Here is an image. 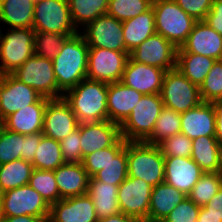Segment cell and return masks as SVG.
Segmentation results:
<instances>
[{"mask_svg": "<svg viewBox=\"0 0 222 222\" xmlns=\"http://www.w3.org/2000/svg\"><path fill=\"white\" fill-rule=\"evenodd\" d=\"M78 124L76 115L64 98L50 99L47 102L42 129L44 136L60 142L72 133Z\"/></svg>", "mask_w": 222, "mask_h": 222, "instance_id": "obj_16", "label": "cell"}, {"mask_svg": "<svg viewBox=\"0 0 222 222\" xmlns=\"http://www.w3.org/2000/svg\"><path fill=\"white\" fill-rule=\"evenodd\" d=\"M152 2L153 0H109L106 14L123 22L148 11Z\"/></svg>", "mask_w": 222, "mask_h": 222, "instance_id": "obj_40", "label": "cell"}, {"mask_svg": "<svg viewBox=\"0 0 222 222\" xmlns=\"http://www.w3.org/2000/svg\"><path fill=\"white\" fill-rule=\"evenodd\" d=\"M128 176L127 172V142L125 147L110 162L92 178L119 186Z\"/></svg>", "mask_w": 222, "mask_h": 222, "instance_id": "obj_38", "label": "cell"}, {"mask_svg": "<svg viewBox=\"0 0 222 222\" xmlns=\"http://www.w3.org/2000/svg\"><path fill=\"white\" fill-rule=\"evenodd\" d=\"M0 222H2L1 207H0Z\"/></svg>", "mask_w": 222, "mask_h": 222, "instance_id": "obj_56", "label": "cell"}, {"mask_svg": "<svg viewBox=\"0 0 222 222\" xmlns=\"http://www.w3.org/2000/svg\"><path fill=\"white\" fill-rule=\"evenodd\" d=\"M118 186L89 179L87 194L91 197L98 219H103L120 213L118 199Z\"/></svg>", "mask_w": 222, "mask_h": 222, "instance_id": "obj_29", "label": "cell"}, {"mask_svg": "<svg viewBox=\"0 0 222 222\" xmlns=\"http://www.w3.org/2000/svg\"><path fill=\"white\" fill-rule=\"evenodd\" d=\"M34 36L31 28H13L5 36L0 34V74H12L34 55Z\"/></svg>", "mask_w": 222, "mask_h": 222, "instance_id": "obj_8", "label": "cell"}, {"mask_svg": "<svg viewBox=\"0 0 222 222\" xmlns=\"http://www.w3.org/2000/svg\"><path fill=\"white\" fill-rule=\"evenodd\" d=\"M63 94L79 123L108 120V84L88 78Z\"/></svg>", "mask_w": 222, "mask_h": 222, "instance_id": "obj_2", "label": "cell"}, {"mask_svg": "<svg viewBox=\"0 0 222 222\" xmlns=\"http://www.w3.org/2000/svg\"><path fill=\"white\" fill-rule=\"evenodd\" d=\"M89 47L83 37L76 33L63 43L60 52L52 60L58 88L66 92L87 78Z\"/></svg>", "mask_w": 222, "mask_h": 222, "instance_id": "obj_1", "label": "cell"}, {"mask_svg": "<svg viewBox=\"0 0 222 222\" xmlns=\"http://www.w3.org/2000/svg\"><path fill=\"white\" fill-rule=\"evenodd\" d=\"M189 16L196 21H204L214 0H174Z\"/></svg>", "mask_w": 222, "mask_h": 222, "instance_id": "obj_47", "label": "cell"}, {"mask_svg": "<svg viewBox=\"0 0 222 222\" xmlns=\"http://www.w3.org/2000/svg\"><path fill=\"white\" fill-rule=\"evenodd\" d=\"M54 222H98L93 201L88 194L68 197L50 206Z\"/></svg>", "mask_w": 222, "mask_h": 222, "instance_id": "obj_21", "label": "cell"}, {"mask_svg": "<svg viewBox=\"0 0 222 222\" xmlns=\"http://www.w3.org/2000/svg\"><path fill=\"white\" fill-rule=\"evenodd\" d=\"M222 187V172H204L188 195L196 205L204 206Z\"/></svg>", "mask_w": 222, "mask_h": 222, "instance_id": "obj_36", "label": "cell"}, {"mask_svg": "<svg viewBox=\"0 0 222 222\" xmlns=\"http://www.w3.org/2000/svg\"><path fill=\"white\" fill-rule=\"evenodd\" d=\"M62 158L65 163H81L82 149L80 146V130L76 128L72 133L60 141Z\"/></svg>", "mask_w": 222, "mask_h": 222, "instance_id": "obj_46", "label": "cell"}, {"mask_svg": "<svg viewBox=\"0 0 222 222\" xmlns=\"http://www.w3.org/2000/svg\"><path fill=\"white\" fill-rule=\"evenodd\" d=\"M12 75L35 89L42 97L48 99L63 98V95L59 93L62 91L57 86L51 59L34 54L21 67H18Z\"/></svg>", "mask_w": 222, "mask_h": 222, "instance_id": "obj_6", "label": "cell"}, {"mask_svg": "<svg viewBox=\"0 0 222 222\" xmlns=\"http://www.w3.org/2000/svg\"><path fill=\"white\" fill-rule=\"evenodd\" d=\"M72 35L75 34L35 32L34 54L53 60L60 52L65 40Z\"/></svg>", "mask_w": 222, "mask_h": 222, "instance_id": "obj_42", "label": "cell"}, {"mask_svg": "<svg viewBox=\"0 0 222 222\" xmlns=\"http://www.w3.org/2000/svg\"><path fill=\"white\" fill-rule=\"evenodd\" d=\"M38 222H54L49 216L40 219Z\"/></svg>", "mask_w": 222, "mask_h": 222, "instance_id": "obj_55", "label": "cell"}, {"mask_svg": "<svg viewBox=\"0 0 222 222\" xmlns=\"http://www.w3.org/2000/svg\"><path fill=\"white\" fill-rule=\"evenodd\" d=\"M2 217L32 215L45 218L49 216L50 206L29 184L0 194Z\"/></svg>", "mask_w": 222, "mask_h": 222, "instance_id": "obj_10", "label": "cell"}, {"mask_svg": "<svg viewBox=\"0 0 222 222\" xmlns=\"http://www.w3.org/2000/svg\"><path fill=\"white\" fill-rule=\"evenodd\" d=\"M142 93L124 85L122 82L108 84V120L121 125L140 101Z\"/></svg>", "mask_w": 222, "mask_h": 222, "instance_id": "obj_22", "label": "cell"}, {"mask_svg": "<svg viewBox=\"0 0 222 222\" xmlns=\"http://www.w3.org/2000/svg\"><path fill=\"white\" fill-rule=\"evenodd\" d=\"M152 188L141 178L127 176L117 191L120 212L140 222L148 221Z\"/></svg>", "mask_w": 222, "mask_h": 222, "instance_id": "obj_11", "label": "cell"}, {"mask_svg": "<svg viewBox=\"0 0 222 222\" xmlns=\"http://www.w3.org/2000/svg\"><path fill=\"white\" fill-rule=\"evenodd\" d=\"M160 95L165 107L179 113L195 108L202 102L199 87L176 67L165 72Z\"/></svg>", "mask_w": 222, "mask_h": 222, "instance_id": "obj_7", "label": "cell"}, {"mask_svg": "<svg viewBox=\"0 0 222 222\" xmlns=\"http://www.w3.org/2000/svg\"><path fill=\"white\" fill-rule=\"evenodd\" d=\"M164 159V181L188 196L204 172L191 157Z\"/></svg>", "mask_w": 222, "mask_h": 222, "instance_id": "obj_19", "label": "cell"}, {"mask_svg": "<svg viewBox=\"0 0 222 222\" xmlns=\"http://www.w3.org/2000/svg\"><path fill=\"white\" fill-rule=\"evenodd\" d=\"M200 207L187 196L161 222H197Z\"/></svg>", "mask_w": 222, "mask_h": 222, "instance_id": "obj_45", "label": "cell"}, {"mask_svg": "<svg viewBox=\"0 0 222 222\" xmlns=\"http://www.w3.org/2000/svg\"><path fill=\"white\" fill-rule=\"evenodd\" d=\"M187 195L165 181L152 188L149 222H161Z\"/></svg>", "mask_w": 222, "mask_h": 222, "instance_id": "obj_26", "label": "cell"}, {"mask_svg": "<svg viewBox=\"0 0 222 222\" xmlns=\"http://www.w3.org/2000/svg\"><path fill=\"white\" fill-rule=\"evenodd\" d=\"M177 52H188L222 60V36L205 21H196L186 42Z\"/></svg>", "mask_w": 222, "mask_h": 222, "instance_id": "obj_20", "label": "cell"}, {"mask_svg": "<svg viewBox=\"0 0 222 222\" xmlns=\"http://www.w3.org/2000/svg\"><path fill=\"white\" fill-rule=\"evenodd\" d=\"M54 175L62 199L87 194L90 177L82 163H64Z\"/></svg>", "mask_w": 222, "mask_h": 222, "instance_id": "obj_25", "label": "cell"}, {"mask_svg": "<svg viewBox=\"0 0 222 222\" xmlns=\"http://www.w3.org/2000/svg\"><path fill=\"white\" fill-rule=\"evenodd\" d=\"M42 96L12 74L2 75L0 84V123L9 115L35 104Z\"/></svg>", "mask_w": 222, "mask_h": 222, "instance_id": "obj_15", "label": "cell"}, {"mask_svg": "<svg viewBox=\"0 0 222 222\" xmlns=\"http://www.w3.org/2000/svg\"><path fill=\"white\" fill-rule=\"evenodd\" d=\"M42 136L43 133L24 135V154H21L22 160L33 162L36 149L40 144Z\"/></svg>", "mask_w": 222, "mask_h": 222, "instance_id": "obj_49", "label": "cell"}, {"mask_svg": "<svg viewBox=\"0 0 222 222\" xmlns=\"http://www.w3.org/2000/svg\"><path fill=\"white\" fill-rule=\"evenodd\" d=\"M41 218L32 215L2 217V222H38Z\"/></svg>", "mask_w": 222, "mask_h": 222, "instance_id": "obj_54", "label": "cell"}, {"mask_svg": "<svg viewBox=\"0 0 222 222\" xmlns=\"http://www.w3.org/2000/svg\"><path fill=\"white\" fill-rule=\"evenodd\" d=\"M129 57L135 62L168 71L176 67L177 48L159 33H154L132 50Z\"/></svg>", "mask_w": 222, "mask_h": 222, "instance_id": "obj_14", "label": "cell"}, {"mask_svg": "<svg viewBox=\"0 0 222 222\" xmlns=\"http://www.w3.org/2000/svg\"><path fill=\"white\" fill-rule=\"evenodd\" d=\"M214 58L188 52H177L176 68L193 84L201 86L213 64Z\"/></svg>", "mask_w": 222, "mask_h": 222, "instance_id": "obj_31", "label": "cell"}, {"mask_svg": "<svg viewBox=\"0 0 222 222\" xmlns=\"http://www.w3.org/2000/svg\"><path fill=\"white\" fill-rule=\"evenodd\" d=\"M64 163L60 142L43 135L34 155L33 167L54 171Z\"/></svg>", "mask_w": 222, "mask_h": 222, "instance_id": "obj_33", "label": "cell"}, {"mask_svg": "<svg viewBox=\"0 0 222 222\" xmlns=\"http://www.w3.org/2000/svg\"><path fill=\"white\" fill-rule=\"evenodd\" d=\"M181 113L163 107L155 122L151 136L145 141L157 145L165 138L181 133Z\"/></svg>", "mask_w": 222, "mask_h": 222, "instance_id": "obj_35", "label": "cell"}, {"mask_svg": "<svg viewBox=\"0 0 222 222\" xmlns=\"http://www.w3.org/2000/svg\"><path fill=\"white\" fill-rule=\"evenodd\" d=\"M109 0H68L72 22L85 26L97 17L106 14Z\"/></svg>", "mask_w": 222, "mask_h": 222, "instance_id": "obj_34", "label": "cell"}, {"mask_svg": "<svg viewBox=\"0 0 222 222\" xmlns=\"http://www.w3.org/2000/svg\"><path fill=\"white\" fill-rule=\"evenodd\" d=\"M156 33L180 48L196 22L174 0H153Z\"/></svg>", "mask_w": 222, "mask_h": 222, "instance_id": "obj_4", "label": "cell"}, {"mask_svg": "<svg viewBox=\"0 0 222 222\" xmlns=\"http://www.w3.org/2000/svg\"><path fill=\"white\" fill-rule=\"evenodd\" d=\"M126 142L123 137H120L112 146L86 155L81 163L89 177L92 178L97 172L104 169L111 158H114L125 147Z\"/></svg>", "mask_w": 222, "mask_h": 222, "instance_id": "obj_39", "label": "cell"}, {"mask_svg": "<svg viewBox=\"0 0 222 222\" xmlns=\"http://www.w3.org/2000/svg\"><path fill=\"white\" fill-rule=\"evenodd\" d=\"M126 52L130 53L141 43L156 33L153 8L122 22Z\"/></svg>", "mask_w": 222, "mask_h": 222, "instance_id": "obj_28", "label": "cell"}, {"mask_svg": "<svg viewBox=\"0 0 222 222\" xmlns=\"http://www.w3.org/2000/svg\"><path fill=\"white\" fill-rule=\"evenodd\" d=\"M34 4L33 0H1L0 21L13 28L32 29Z\"/></svg>", "mask_w": 222, "mask_h": 222, "instance_id": "obj_30", "label": "cell"}, {"mask_svg": "<svg viewBox=\"0 0 222 222\" xmlns=\"http://www.w3.org/2000/svg\"><path fill=\"white\" fill-rule=\"evenodd\" d=\"M32 29L46 33H78L71 19L68 0L36 1Z\"/></svg>", "mask_w": 222, "mask_h": 222, "instance_id": "obj_9", "label": "cell"}, {"mask_svg": "<svg viewBox=\"0 0 222 222\" xmlns=\"http://www.w3.org/2000/svg\"><path fill=\"white\" fill-rule=\"evenodd\" d=\"M204 21L222 36V0L213 1L210 12Z\"/></svg>", "mask_w": 222, "mask_h": 222, "instance_id": "obj_48", "label": "cell"}, {"mask_svg": "<svg viewBox=\"0 0 222 222\" xmlns=\"http://www.w3.org/2000/svg\"><path fill=\"white\" fill-rule=\"evenodd\" d=\"M163 107L160 94L143 95L128 118L120 125L121 137L126 141H146L151 136Z\"/></svg>", "mask_w": 222, "mask_h": 222, "instance_id": "obj_5", "label": "cell"}, {"mask_svg": "<svg viewBox=\"0 0 222 222\" xmlns=\"http://www.w3.org/2000/svg\"><path fill=\"white\" fill-rule=\"evenodd\" d=\"M34 167L22 159L0 165V194L28 184Z\"/></svg>", "mask_w": 222, "mask_h": 222, "instance_id": "obj_32", "label": "cell"}, {"mask_svg": "<svg viewBox=\"0 0 222 222\" xmlns=\"http://www.w3.org/2000/svg\"><path fill=\"white\" fill-rule=\"evenodd\" d=\"M98 222H140V221L120 212L118 214H115V215H112L103 219H99Z\"/></svg>", "mask_w": 222, "mask_h": 222, "instance_id": "obj_53", "label": "cell"}, {"mask_svg": "<svg viewBox=\"0 0 222 222\" xmlns=\"http://www.w3.org/2000/svg\"><path fill=\"white\" fill-rule=\"evenodd\" d=\"M86 26L87 31L85 34L83 33V37L89 48L126 52L122 21L104 14Z\"/></svg>", "mask_w": 222, "mask_h": 222, "instance_id": "obj_13", "label": "cell"}, {"mask_svg": "<svg viewBox=\"0 0 222 222\" xmlns=\"http://www.w3.org/2000/svg\"><path fill=\"white\" fill-rule=\"evenodd\" d=\"M165 70L128 58L121 81L124 85L145 94H160Z\"/></svg>", "mask_w": 222, "mask_h": 222, "instance_id": "obj_17", "label": "cell"}, {"mask_svg": "<svg viewBox=\"0 0 222 222\" xmlns=\"http://www.w3.org/2000/svg\"><path fill=\"white\" fill-rule=\"evenodd\" d=\"M203 207L208 210L209 213L222 215V187Z\"/></svg>", "mask_w": 222, "mask_h": 222, "instance_id": "obj_51", "label": "cell"}, {"mask_svg": "<svg viewBox=\"0 0 222 222\" xmlns=\"http://www.w3.org/2000/svg\"><path fill=\"white\" fill-rule=\"evenodd\" d=\"M80 146L83 158L99 149L112 146L120 137V125L109 120L79 123Z\"/></svg>", "mask_w": 222, "mask_h": 222, "instance_id": "obj_18", "label": "cell"}, {"mask_svg": "<svg viewBox=\"0 0 222 222\" xmlns=\"http://www.w3.org/2000/svg\"><path fill=\"white\" fill-rule=\"evenodd\" d=\"M216 124H215V138L222 145V100L212 102Z\"/></svg>", "mask_w": 222, "mask_h": 222, "instance_id": "obj_50", "label": "cell"}, {"mask_svg": "<svg viewBox=\"0 0 222 222\" xmlns=\"http://www.w3.org/2000/svg\"><path fill=\"white\" fill-rule=\"evenodd\" d=\"M50 99L41 97L35 104L9 115L1 124L10 131L22 135L42 133L44 113Z\"/></svg>", "mask_w": 222, "mask_h": 222, "instance_id": "obj_23", "label": "cell"}, {"mask_svg": "<svg viewBox=\"0 0 222 222\" xmlns=\"http://www.w3.org/2000/svg\"><path fill=\"white\" fill-rule=\"evenodd\" d=\"M164 157H191L192 140L183 133L165 138L157 144Z\"/></svg>", "mask_w": 222, "mask_h": 222, "instance_id": "obj_44", "label": "cell"}, {"mask_svg": "<svg viewBox=\"0 0 222 222\" xmlns=\"http://www.w3.org/2000/svg\"><path fill=\"white\" fill-rule=\"evenodd\" d=\"M191 158L203 172H222V145L215 136L193 139Z\"/></svg>", "mask_w": 222, "mask_h": 222, "instance_id": "obj_27", "label": "cell"}, {"mask_svg": "<svg viewBox=\"0 0 222 222\" xmlns=\"http://www.w3.org/2000/svg\"><path fill=\"white\" fill-rule=\"evenodd\" d=\"M202 102L222 100V60H216L199 87Z\"/></svg>", "mask_w": 222, "mask_h": 222, "instance_id": "obj_43", "label": "cell"}, {"mask_svg": "<svg viewBox=\"0 0 222 222\" xmlns=\"http://www.w3.org/2000/svg\"><path fill=\"white\" fill-rule=\"evenodd\" d=\"M24 154V135L0 127V165L21 159Z\"/></svg>", "mask_w": 222, "mask_h": 222, "instance_id": "obj_41", "label": "cell"}, {"mask_svg": "<svg viewBox=\"0 0 222 222\" xmlns=\"http://www.w3.org/2000/svg\"><path fill=\"white\" fill-rule=\"evenodd\" d=\"M165 159L158 145L145 141H127V172L152 187L164 182Z\"/></svg>", "mask_w": 222, "mask_h": 222, "instance_id": "obj_3", "label": "cell"}, {"mask_svg": "<svg viewBox=\"0 0 222 222\" xmlns=\"http://www.w3.org/2000/svg\"><path fill=\"white\" fill-rule=\"evenodd\" d=\"M128 52L89 48L87 78L107 84L121 81Z\"/></svg>", "mask_w": 222, "mask_h": 222, "instance_id": "obj_12", "label": "cell"}, {"mask_svg": "<svg viewBox=\"0 0 222 222\" xmlns=\"http://www.w3.org/2000/svg\"><path fill=\"white\" fill-rule=\"evenodd\" d=\"M197 222H222V215L209 213L203 206L200 207Z\"/></svg>", "mask_w": 222, "mask_h": 222, "instance_id": "obj_52", "label": "cell"}, {"mask_svg": "<svg viewBox=\"0 0 222 222\" xmlns=\"http://www.w3.org/2000/svg\"><path fill=\"white\" fill-rule=\"evenodd\" d=\"M28 184L51 206L61 200L54 171L33 169Z\"/></svg>", "mask_w": 222, "mask_h": 222, "instance_id": "obj_37", "label": "cell"}, {"mask_svg": "<svg viewBox=\"0 0 222 222\" xmlns=\"http://www.w3.org/2000/svg\"><path fill=\"white\" fill-rule=\"evenodd\" d=\"M181 133L191 140L200 136H215L216 117L212 103L201 102L181 113Z\"/></svg>", "mask_w": 222, "mask_h": 222, "instance_id": "obj_24", "label": "cell"}]
</instances>
